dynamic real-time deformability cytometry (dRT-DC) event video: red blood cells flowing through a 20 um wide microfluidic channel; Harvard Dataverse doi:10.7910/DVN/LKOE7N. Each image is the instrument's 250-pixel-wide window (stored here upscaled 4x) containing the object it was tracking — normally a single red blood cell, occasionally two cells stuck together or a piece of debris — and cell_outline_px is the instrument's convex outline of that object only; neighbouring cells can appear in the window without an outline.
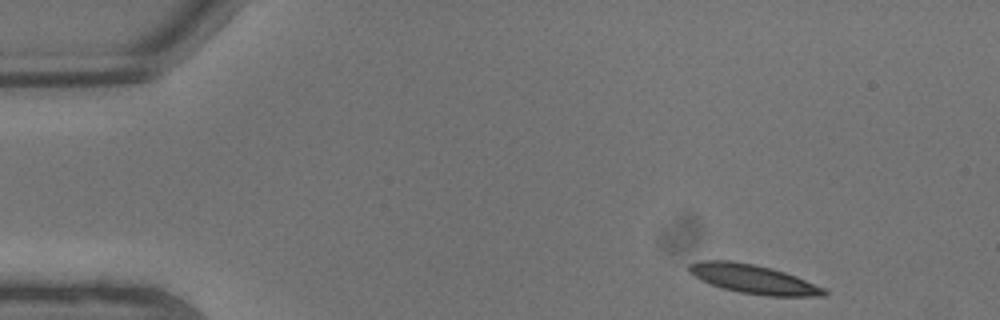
{"species": "common noctule bat (a hibernating species)", "species_latin": "Nyctalus noctula", "temperature_condition": "warm", "stored_images_in_passage": 7, "camera_frame_rate_fps": 3000, "um_per_image_px": 0.085, "animal": {"sex": "male", "body_mass_g": 13.3}, "frame": {"image": 1, "passage_image": 1, "time_ms": 0.0, "image_size_px": [1000, 320], "cell_outline_px": [[828, 292], [824, 296], [768, 296], [740, 292], [720, 288], [700, 280], [688, 272], [688, 264], [700, 260], [732, 260], [772, 268], [796, 276], [824, 288]], "centroid_in_image_um": [63.98, 23.72], "position_along_channel_um": 21.0, "area_um2": 22.89}}
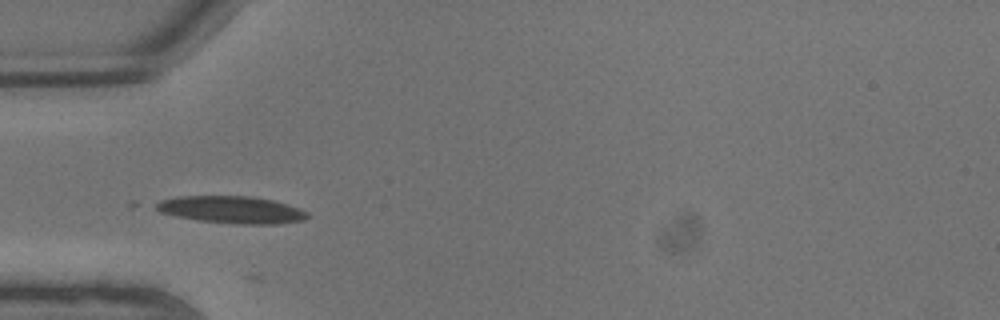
{"frame": {"image": 2, "passage_image": 5, "time_ms": 1.333, "image_size_px": [1000, 320], "cell_outline_px": [[308, 216], [304, 220], [276, 224], [236, 224], [200, 220], [176, 216], [160, 212], [152, 204], [160, 200], [176, 196], [252, 196], [272, 200], [300, 208], [308, 212]], "centroid_in_image_um": [19.66, 17.82], "position_along_channel_um": 65.3, "area_um2": 24.04}}
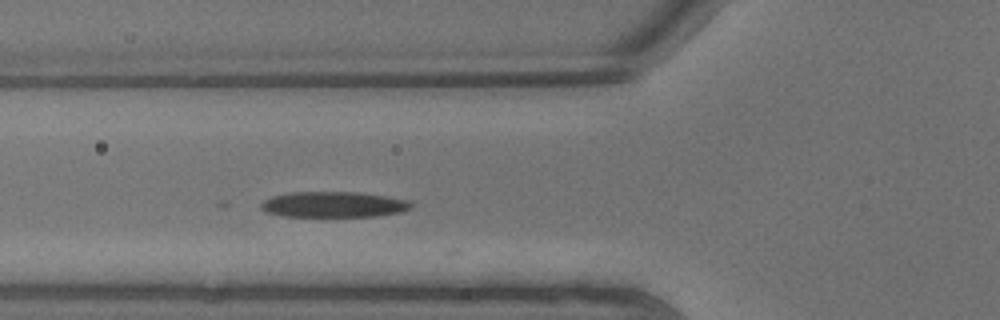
{"frame": {"image": 3, "passage_image": 6, "time_ms": 1.667, "image_size_px": [1000, 320], "cell_outline_px": [[412, 208], [400, 212], [376, 216], [280, 216], [268, 212], [260, 208], [260, 204], [264, 200], [272, 196], [292, 192], [356, 192], [384, 196], [408, 200], [412, 204]], "centroid_in_image_um": [28.33, 17.38], "position_along_channel_um": 97.5, "area_um2": 22.31}}